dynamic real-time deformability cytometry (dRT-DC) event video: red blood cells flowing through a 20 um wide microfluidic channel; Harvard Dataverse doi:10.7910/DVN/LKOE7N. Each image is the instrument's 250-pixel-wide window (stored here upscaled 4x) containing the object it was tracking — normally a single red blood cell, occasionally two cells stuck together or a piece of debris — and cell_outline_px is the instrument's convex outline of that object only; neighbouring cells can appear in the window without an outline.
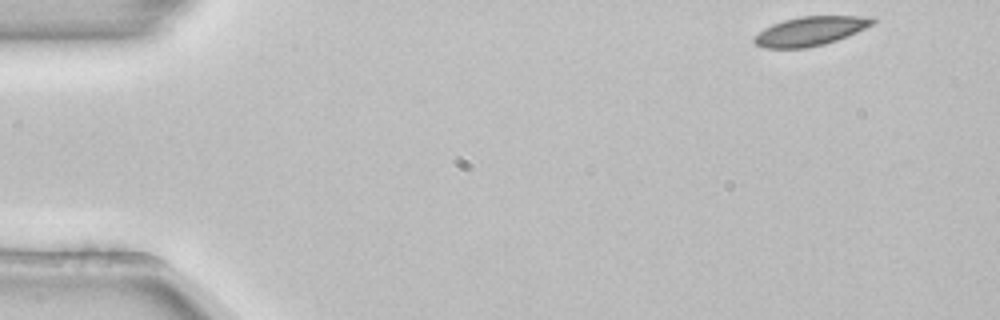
{"species": "common noctule bat (a hibernating species)", "species_latin": "Nyctalus noctula", "temperature_condition": "room temperature", "stored_images_in_passage": 8, "camera_frame_rate_fps": 3000, "um_per_image_px": 0.085, "animal": {"sex": "female", "body_mass_g": 22.7, "forearm_length_mm": 54.2}, "frame": {"image": 1, "passage_image": 1, "time_ms": 0.0, "image_size_px": [1000, 320], "cell_outline_px": [[876, 20], [872, 24], [856, 32], [836, 40], [824, 44], [808, 48], [764, 48], [756, 44], [752, 40], [764, 28], [772, 24], [784, 20], [800, 16], [876, 16]], "centroid_in_image_um": [68.88, 2.63], "position_along_channel_um": 16.1, "area_um2": 19.94}}